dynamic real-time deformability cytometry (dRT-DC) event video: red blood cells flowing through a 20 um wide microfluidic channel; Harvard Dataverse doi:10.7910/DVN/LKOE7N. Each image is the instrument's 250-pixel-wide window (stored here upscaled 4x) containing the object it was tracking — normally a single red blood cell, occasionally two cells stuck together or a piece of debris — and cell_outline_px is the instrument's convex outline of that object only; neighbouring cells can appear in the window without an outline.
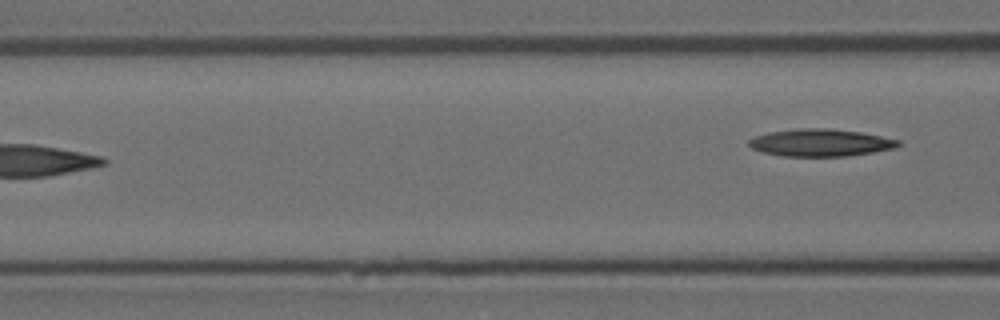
{"species": "Egyptian fruit bat (a non-hibernating species)", "species_latin": "Rousettus aegyptiacus", "temperature_condition": "room temperature", "stored_images_in_passage": 7, "camera_frame_rate_fps": 3000, "um_per_image_px": 0.085, "animal": {"sex": "female"}, "frame": {"image": 1, "passage_image": 7, "time_ms": 2.0, "image_size_px": [1000, 320], "cell_outline_px": [[900, 144], [896, 148], [872, 152], [844, 156], [784, 156], [764, 152], [752, 148], [748, 144], [748, 140], [756, 136], [768, 132], [800, 128], [828, 128], [860, 132], [900, 140]], "centroid_in_image_um": [69.74, 12.12], "position_along_channel_um": 96.9, "area_um2": 23.58}}